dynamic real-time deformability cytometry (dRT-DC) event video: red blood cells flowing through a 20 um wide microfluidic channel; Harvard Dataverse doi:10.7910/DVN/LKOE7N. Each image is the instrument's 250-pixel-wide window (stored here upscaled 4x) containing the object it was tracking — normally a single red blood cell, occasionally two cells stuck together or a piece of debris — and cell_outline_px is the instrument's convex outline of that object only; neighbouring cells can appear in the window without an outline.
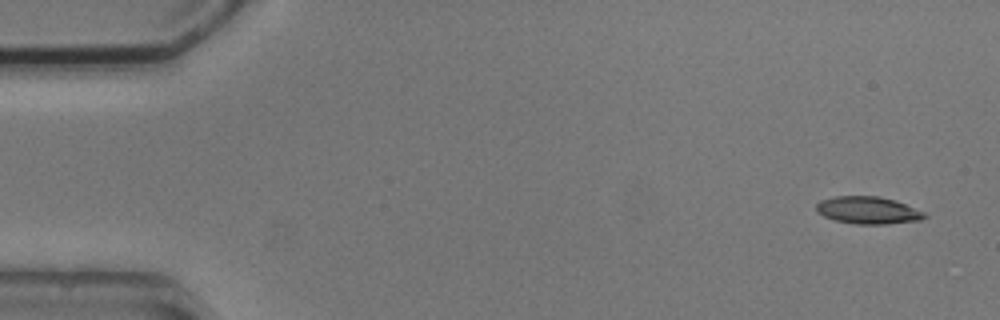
{"species": "common noctule bat (a hibernating species)", "species_latin": "Nyctalus noctula", "temperature_condition": "cold", "stored_images_in_passage": 4, "camera_frame_rate_fps": 3000, "um_per_image_px": 0.085, "animal": {"sex": "male", "body_mass_g": 20.5, "forearm_length_mm": 52.5}, "frame": {"image": 1, "passage_image": 1, "time_ms": 0.0, "image_size_px": [1000, 320], "cell_outline_px": [[928, 216], [920, 220], [888, 224], [856, 224], [836, 220], [824, 216], [816, 212], [816, 204], [820, 200], [836, 196], [880, 196], [896, 200], [924, 212]], "centroid_in_image_um": [73.78, 17.87], "position_along_channel_um": 11.2, "area_um2": 17.28}}
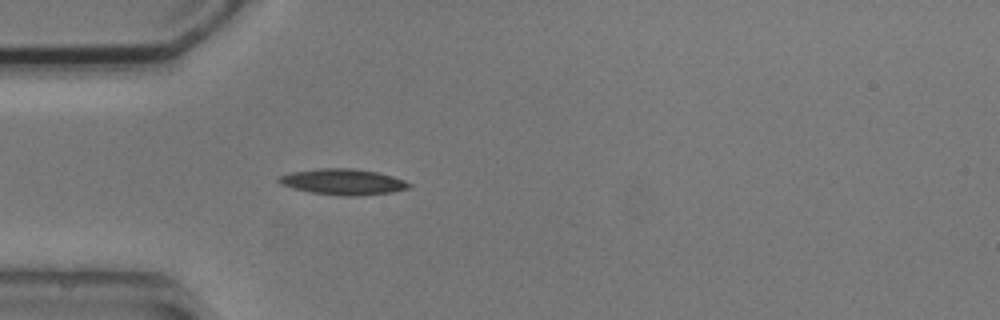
{"frame": {"image": 2, "passage_image": 4, "time_ms": 4.333, "image_size_px": [1000, 320], "cell_outline_px": [[412, 184], [408, 188], [392, 192], [356, 196], [344, 196], [312, 192], [292, 188], [280, 184], [276, 180], [280, 176], [292, 172], [320, 168], [352, 168], [376, 172], [392, 176], [404, 180]], "centroid_in_image_um": [29.15, 15.45], "position_along_channel_um": 55.9, "area_um2": 19.48}}